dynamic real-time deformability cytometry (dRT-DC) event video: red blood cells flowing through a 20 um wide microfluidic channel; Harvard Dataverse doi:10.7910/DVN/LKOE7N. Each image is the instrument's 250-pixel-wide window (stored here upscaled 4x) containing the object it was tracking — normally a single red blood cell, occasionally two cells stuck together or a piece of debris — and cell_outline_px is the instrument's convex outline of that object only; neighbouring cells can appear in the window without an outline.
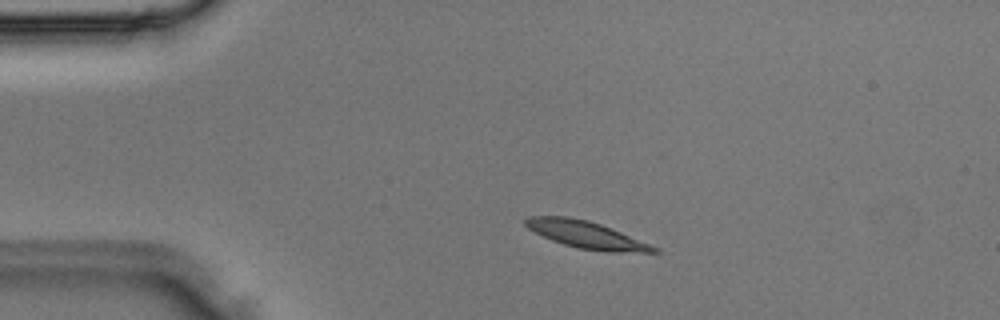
{"species": "Egyptian fruit bat (a non-hibernating species)", "species_latin": "Rousettus aegyptiacus", "temperature_condition": "room temperature", "stored_images_in_passage": 3, "camera_frame_rate_fps": 3000, "um_per_image_px": 0.085, "animal": {"sex": "male"}, "frame": {"image": 1, "passage_image": 2, "time_ms": 0.333, "image_size_px": [1000, 320], "cell_outline_px": [[660, 252], [604, 252], [576, 248], [552, 240], [528, 228], [524, 224], [524, 220], [528, 216], [568, 216], [588, 220], [600, 224], [660, 248]], "centroid_in_image_um": [49.83, 19.96], "position_along_channel_um": 35.2, "area_um2": 20.17}}